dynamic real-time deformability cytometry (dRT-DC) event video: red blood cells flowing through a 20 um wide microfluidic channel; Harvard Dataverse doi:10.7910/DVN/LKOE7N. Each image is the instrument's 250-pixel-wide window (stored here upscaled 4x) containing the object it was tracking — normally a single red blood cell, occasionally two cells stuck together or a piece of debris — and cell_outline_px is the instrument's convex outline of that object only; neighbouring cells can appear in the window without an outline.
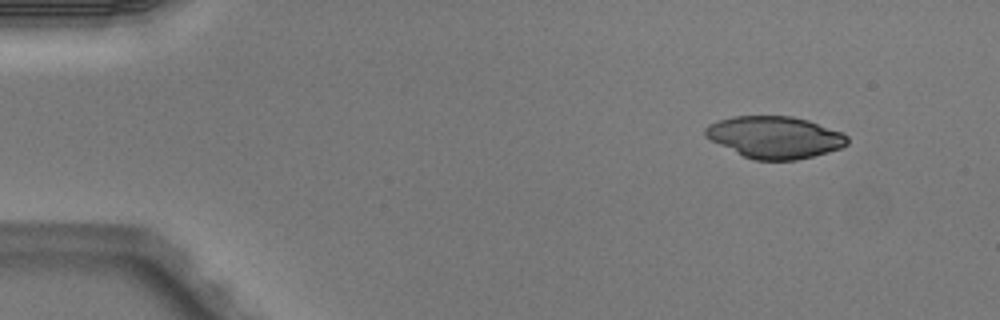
{"species": "Egyptian fruit bat (a non-hibernating species)", "species_latin": "Rousettus aegyptiacus", "temperature_condition": "warm", "stored_images_in_passage": 4, "camera_frame_rate_fps": 3000, "um_per_image_px": 0.085, "animal": {"sex": "male"}, "frame": {"image": 1, "passage_image": 1, "time_ms": 0.0, "image_size_px": [1000, 320], "cell_outline_px": [[848, 144], [840, 148], [828, 152], [796, 160], [752, 160], [704, 136], [704, 128], [708, 124], [732, 116], [792, 116], [808, 120], [844, 132], [848, 136]], "centroid_in_image_um": [65.88, 11.66], "position_along_channel_um": 19.1, "area_um2": 34.68}}